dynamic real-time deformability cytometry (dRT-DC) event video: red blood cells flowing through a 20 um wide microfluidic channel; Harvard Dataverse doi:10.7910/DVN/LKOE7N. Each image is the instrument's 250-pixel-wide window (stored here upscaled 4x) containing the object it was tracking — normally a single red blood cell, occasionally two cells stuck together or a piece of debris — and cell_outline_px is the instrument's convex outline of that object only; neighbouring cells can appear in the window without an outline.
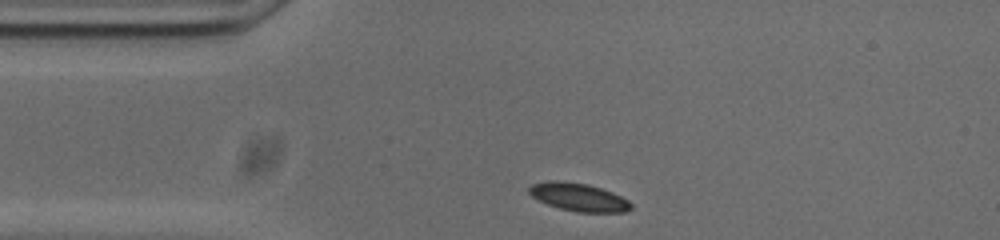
{"species": "common noctule bat (a hibernating species)", "species_latin": "Nyctalus noctula", "temperature_condition": "cold", "stored_images_in_passage": 34, "camera_frame_rate_fps": 3000, "um_per_image_px": 0.085, "animal": {"sex": "male", "body_mass_g": 20.0, "forearm_length_mm": 53.3}, "frame": {"image": 1, "passage_image": 1, "time_ms": 0.0, "image_size_px": [1000, 240], "cell_outline_px": [[632, 208], [624, 212], [576, 212], [560, 208], [548, 204], [532, 196], [528, 192], [528, 188], [532, 184], [548, 180], [560, 180], [588, 184], [612, 192], [628, 200], [632, 204]], "centroid_in_image_um": [49.18, 16.74], "position_along_channel_um": 35.8, "area_um2": 16.59}}
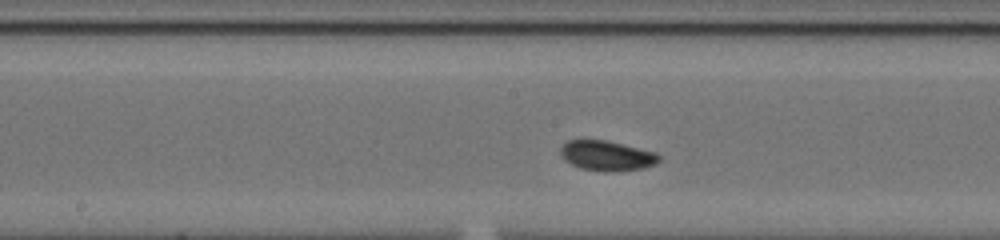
{"frame": {"image": 2, "passage_image": 16, "time_ms": 5.0, "image_size_px": [1000, 240], "cell_outline_px": [[660, 160], [656, 164], [644, 168], [612, 172], [604, 172], [580, 168], [564, 160], [560, 156], [560, 148], [568, 140], [604, 140], [656, 152], [660, 156]], "centroid_in_image_um": [51.58, 13.25], "position_along_channel_um": 196.6, "area_um2": 17.28}}
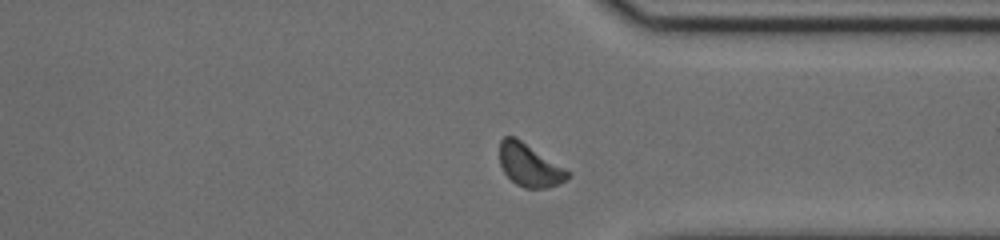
{"frame": {"image": 3, "passage_image": 30, "time_ms": 9.667, "image_size_px": [1000, 240], "cell_outline_px": [[572, 176], [548, 188], [524, 188], [516, 184], [504, 172], [500, 164], [500, 140], [504, 136], [516, 136], [572, 172]], "centroid_in_image_um": [45.02, 14.02], "position_along_channel_um": 366.4, "area_um2": 17.11}, "authors_computed_cell_mechanics": {"area_um2": 16.8487, "velocity_mm_per_s": 3.7031, "shape_relaxation_time_tau1_ms": 3.2127, "shape_relaxation_time_tau2_ms": 5.0475, "deformation_change_tau1": 0.0748, "deformation_change_tau2": 0.0794}}